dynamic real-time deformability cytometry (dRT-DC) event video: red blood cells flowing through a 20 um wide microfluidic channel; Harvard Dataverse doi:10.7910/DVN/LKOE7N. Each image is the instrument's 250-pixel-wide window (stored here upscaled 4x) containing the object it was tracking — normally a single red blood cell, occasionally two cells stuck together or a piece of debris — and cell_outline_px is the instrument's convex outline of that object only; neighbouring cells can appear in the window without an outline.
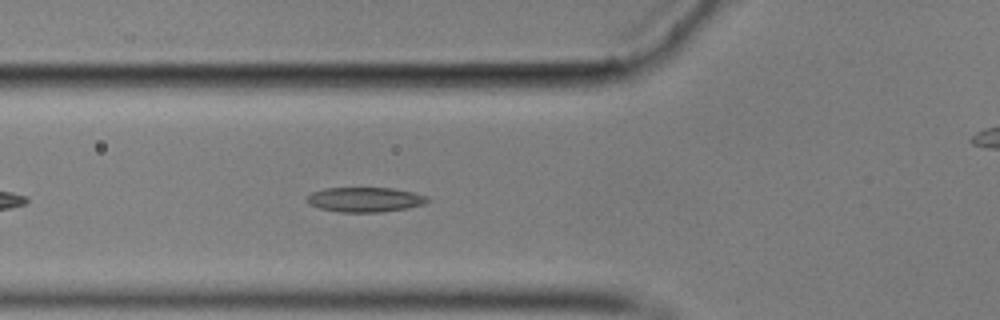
{"species": "common noctule bat (a hibernating species)", "species_latin": "Nyctalus noctula", "temperature_condition": "cold", "stored_images_in_passage": 44, "camera_frame_rate_fps": 3000, "um_per_image_px": 0.085, "animal": {"sex": "male", "body_mass_g": 17.9}, "frame": {"image": 1, "passage_image": 7, "time_ms": 2.0, "image_size_px": [1000, 320], "cell_outline_px": [[432, 200], [424, 204], [408, 208], [380, 212], [340, 212], [320, 208], [308, 204], [304, 200], [304, 196], [312, 192], [324, 188], [392, 188], [412, 192], [428, 196]], "centroid_in_image_um": [31.0, 16.96], "position_along_channel_um": 94.8, "area_um2": 17.63}}
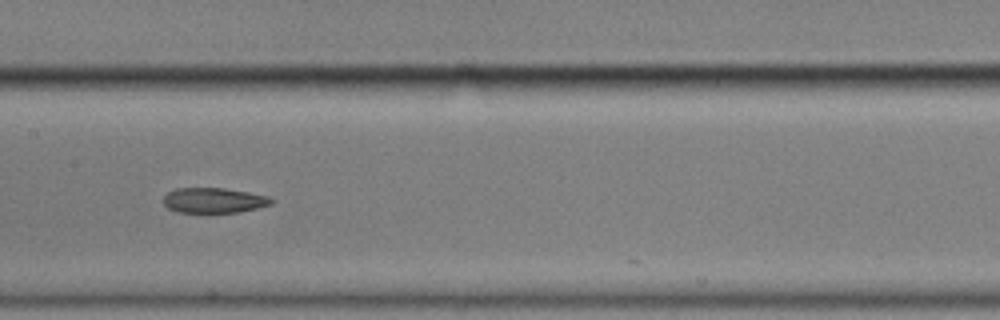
{"frame": {"image": 2, "passage_image": 15, "time_ms": 4.667, "image_size_px": [1000, 320], "cell_outline_px": [[276, 200], [272, 204], [240, 212], [176, 212], [168, 208], [164, 204], [164, 196], [168, 192], [176, 188], [224, 188], [248, 192], [268, 196]], "centroid_in_image_um": [18.19, 17.03], "position_along_channel_um": 189.2, "area_um2": 15.84}}
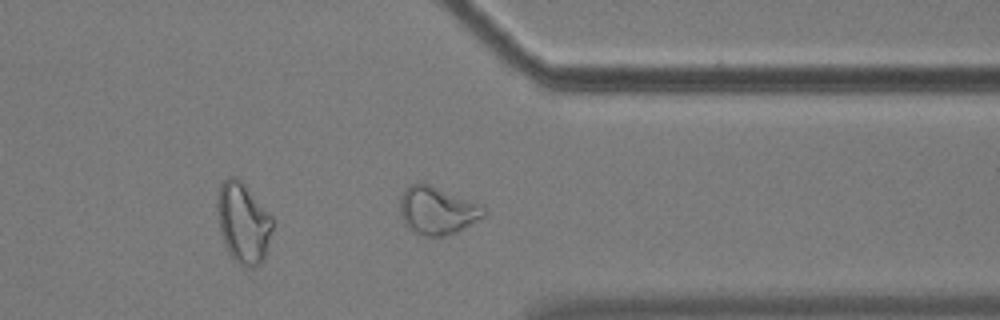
{"frame": {"image": 3, "passage_image": 31, "time_ms": 10.0, "image_size_px": [1000, 320], "cell_outline_px": [[488, 212], [484, 216], [464, 228], [456, 232], [444, 236], [424, 236], [408, 228], [404, 224], [400, 212], [400, 200], [404, 192], [416, 180], [428, 184], [484, 204]], "centroid_in_image_um": [37.2, 17.88], "position_along_channel_um": 374.2, "area_um2": 23.52}, "authors_computed_cell_mechanics": {"area_um2": 17.8602, "velocity_mm_per_s": 3.5165, "shape_relaxation_time_tau1_ms": null, "shape_relaxation_time_tau2_ms": 6.7469, "deformation_change_tau1": null, "deformation_change_tau2": 0.1282}}